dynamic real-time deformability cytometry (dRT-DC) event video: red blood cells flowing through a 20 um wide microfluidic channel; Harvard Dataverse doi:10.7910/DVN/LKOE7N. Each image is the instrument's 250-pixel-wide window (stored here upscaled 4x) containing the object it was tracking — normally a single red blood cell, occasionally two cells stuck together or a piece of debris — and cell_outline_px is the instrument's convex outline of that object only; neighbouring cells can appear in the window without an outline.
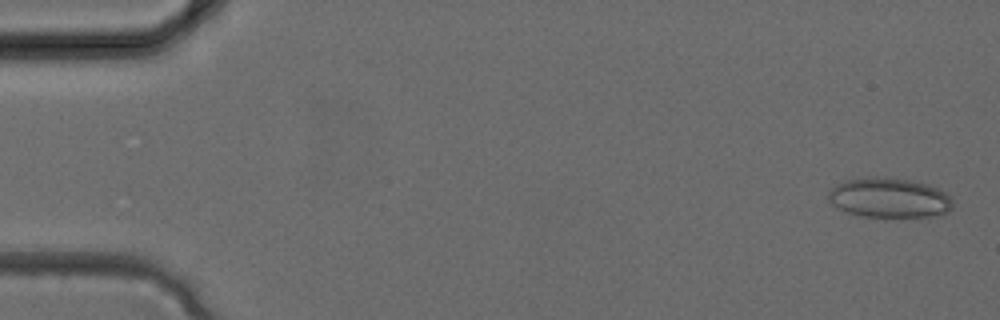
{"species": "common noctule bat (a hibernating species)", "species_latin": "Nyctalus noctula", "temperature_condition": "cold", "stored_images_in_passage": 3, "camera_frame_rate_fps": 3000, "um_per_image_px": 0.085, "animal": {"sex": "female", "body_mass_g": 24.6, "forearm_length_mm": 56.2}, "frame": {"image": 1, "passage_image": 1, "time_ms": 0.0, "image_size_px": [1000, 320], "cell_outline_px": [[952, 208], [948, 212], [936, 216], [884, 220], [860, 216], [848, 212], [832, 204], [828, 200], [828, 192], [836, 184], [844, 180], [872, 176], [908, 180], [924, 184], [936, 188], [944, 192], [952, 200]], "centroid_in_image_um": [75.56, 16.87], "position_along_channel_um": 9.4, "area_um2": 29.59}}